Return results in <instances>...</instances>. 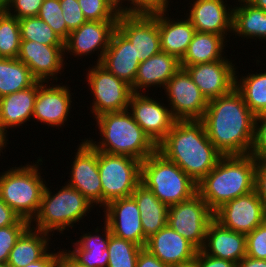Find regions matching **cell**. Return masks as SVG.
Wrapping results in <instances>:
<instances>
[{
  "label": "cell",
  "mask_w": 266,
  "mask_h": 267,
  "mask_svg": "<svg viewBox=\"0 0 266 267\" xmlns=\"http://www.w3.org/2000/svg\"><path fill=\"white\" fill-rule=\"evenodd\" d=\"M255 116L234 88L208 101L201 121L208 139L223 156L247 155L253 145Z\"/></svg>",
  "instance_id": "6da1fadb"
},
{
  "label": "cell",
  "mask_w": 266,
  "mask_h": 267,
  "mask_svg": "<svg viewBox=\"0 0 266 267\" xmlns=\"http://www.w3.org/2000/svg\"><path fill=\"white\" fill-rule=\"evenodd\" d=\"M157 150L197 184L223 156L208 139L201 120H176Z\"/></svg>",
  "instance_id": "7a4b0ae2"
},
{
  "label": "cell",
  "mask_w": 266,
  "mask_h": 267,
  "mask_svg": "<svg viewBox=\"0 0 266 267\" xmlns=\"http://www.w3.org/2000/svg\"><path fill=\"white\" fill-rule=\"evenodd\" d=\"M256 159L251 155L222 156L197 184L198 193L215 212L225 203L254 191Z\"/></svg>",
  "instance_id": "3957f363"
},
{
  "label": "cell",
  "mask_w": 266,
  "mask_h": 267,
  "mask_svg": "<svg viewBox=\"0 0 266 267\" xmlns=\"http://www.w3.org/2000/svg\"><path fill=\"white\" fill-rule=\"evenodd\" d=\"M93 120L101 138L97 141L90 137L85 139L98 151L127 155L143 161L157 150V145L128 110L104 113Z\"/></svg>",
  "instance_id": "277c9868"
},
{
  "label": "cell",
  "mask_w": 266,
  "mask_h": 267,
  "mask_svg": "<svg viewBox=\"0 0 266 267\" xmlns=\"http://www.w3.org/2000/svg\"><path fill=\"white\" fill-rule=\"evenodd\" d=\"M42 160L41 156L35 163L15 165L0 173V198L21 219L30 223L38 214L43 190L47 183L45 177L41 176Z\"/></svg>",
  "instance_id": "5b68a950"
},
{
  "label": "cell",
  "mask_w": 266,
  "mask_h": 267,
  "mask_svg": "<svg viewBox=\"0 0 266 267\" xmlns=\"http://www.w3.org/2000/svg\"><path fill=\"white\" fill-rule=\"evenodd\" d=\"M46 183L43 190L40 209L30 223L31 227L48 233L64 234L74 224L79 223L95 208L85 196L75 188L64 183V186L53 193Z\"/></svg>",
  "instance_id": "8992f818"
},
{
  "label": "cell",
  "mask_w": 266,
  "mask_h": 267,
  "mask_svg": "<svg viewBox=\"0 0 266 267\" xmlns=\"http://www.w3.org/2000/svg\"><path fill=\"white\" fill-rule=\"evenodd\" d=\"M141 183L168 207L198 192L197 183L158 150L142 161Z\"/></svg>",
  "instance_id": "52a82bcc"
},
{
  "label": "cell",
  "mask_w": 266,
  "mask_h": 267,
  "mask_svg": "<svg viewBox=\"0 0 266 267\" xmlns=\"http://www.w3.org/2000/svg\"><path fill=\"white\" fill-rule=\"evenodd\" d=\"M142 161L127 155L98 151V171L102 185V209L114 199L129 197L141 182Z\"/></svg>",
  "instance_id": "ba28073f"
},
{
  "label": "cell",
  "mask_w": 266,
  "mask_h": 267,
  "mask_svg": "<svg viewBox=\"0 0 266 267\" xmlns=\"http://www.w3.org/2000/svg\"><path fill=\"white\" fill-rule=\"evenodd\" d=\"M85 75L84 81L88 82L90 94L94 96L90 104V112L94 118L104 113L128 110L133 93L131 86L117 78L100 63L89 66Z\"/></svg>",
  "instance_id": "9c48e42d"
},
{
  "label": "cell",
  "mask_w": 266,
  "mask_h": 267,
  "mask_svg": "<svg viewBox=\"0 0 266 267\" xmlns=\"http://www.w3.org/2000/svg\"><path fill=\"white\" fill-rule=\"evenodd\" d=\"M213 219L214 212L197 192L189 199L169 206L167 225L201 250Z\"/></svg>",
  "instance_id": "30bf717a"
},
{
  "label": "cell",
  "mask_w": 266,
  "mask_h": 267,
  "mask_svg": "<svg viewBox=\"0 0 266 267\" xmlns=\"http://www.w3.org/2000/svg\"><path fill=\"white\" fill-rule=\"evenodd\" d=\"M175 120H201L208 101L185 68H180L163 89ZM170 102V103H169Z\"/></svg>",
  "instance_id": "8fae6325"
},
{
  "label": "cell",
  "mask_w": 266,
  "mask_h": 267,
  "mask_svg": "<svg viewBox=\"0 0 266 267\" xmlns=\"http://www.w3.org/2000/svg\"><path fill=\"white\" fill-rule=\"evenodd\" d=\"M117 29L132 43L139 61H145L161 51L156 10L124 12L117 20Z\"/></svg>",
  "instance_id": "7c38bea8"
},
{
  "label": "cell",
  "mask_w": 266,
  "mask_h": 267,
  "mask_svg": "<svg viewBox=\"0 0 266 267\" xmlns=\"http://www.w3.org/2000/svg\"><path fill=\"white\" fill-rule=\"evenodd\" d=\"M78 144L71 163L69 178L65 183L79 190L95 207L102 208V185L98 171V150L85 138ZM71 176V177H70Z\"/></svg>",
  "instance_id": "4fadbf2b"
},
{
  "label": "cell",
  "mask_w": 266,
  "mask_h": 267,
  "mask_svg": "<svg viewBox=\"0 0 266 267\" xmlns=\"http://www.w3.org/2000/svg\"><path fill=\"white\" fill-rule=\"evenodd\" d=\"M117 29V21H86L79 28L71 31L64 41V57L73 56L78 59L98 55L95 63H101L105 51L109 47L113 32ZM83 56V57H82ZM80 57V58H79Z\"/></svg>",
  "instance_id": "5bb4252c"
},
{
  "label": "cell",
  "mask_w": 266,
  "mask_h": 267,
  "mask_svg": "<svg viewBox=\"0 0 266 267\" xmlns=\"http://www.w3.org/2000/svg\"><path fill=\"white\" fill-rule=\"evenodd\" d=\"M38 81V92L35 98L32 119L53 128H63L70 118L72 109L71 88L68 85L52 84ZM62 84V85H61ZM49 85V86H48ZM73 100V101H72Z\"/></svg>",
  "instance_id": "9a60e30c"
},
{
  "label": "cell",
  "mask_w": 266,
  "mask_h": 267,
  "mask_svg": "<svg viewBox=\"0 0 266 267\" xmlns=\"http://www.w3.org/2000/svg\"><path fill=\"white\" fill-rule=\"evenodd\" d=\"M17 58L30 69L37 81L45 83L60 80L59 74L61 77L68 65L65 63L68 57H64V45H44L29 40H21Z\"/></svg>",
  "instance_id": "2e32d148"
},
{
  "label": "cell",
  "mask_w": 266,
  "mask_h": 267,
  "mask_svg": "<svg viewBox=\"0 0 266 267\" xmlns=\"http://www.w3.org/2000/svg\"><path fill=\"white\" fill-rule=\"evenodd\" d=\"M147 93H132L128 111L150 139L158 145L171 130L175 119L169 106L160 98L154 99ZM162 102V103H161Z\"/></svg>",
  "instance_id": "e0dca14e"
},
{
  "label": "cell",
  "mask_w": 266,
  "mask_h": 267,
  "mask_svg": "<svg viewBox=\"0 0 266 267\" xmlns=\"http://www.w3.org/2000/svg\"><path fill=\"white\" fill-rule=\"evenodd\" d=\"M214 219L230 230L247 235L266 220V208L254 190L222 205L214 212Z\"/></svg>",
  "instance_id": "ac0fdd59"
},
{
  "label": "cell",
  "mask_w": 266,
  "mask_h": 267,
  "mask_svg": "<svg viewBox=\"0 0 266 267\" xmlns=\"http://www.w3.org/2000/svg\"><path fill=\"white\" fill-rule=\"evenodd\" d=\"M230 59L185 67L207 101L226 95L235 88L238 67L232 57Z\"/></svg>",
  "instance_id": "d6986e66"
},
{
  "label": "cell",
  "mask_w": 266,
  "mask_h": 267,
  "mask_svg": "<svg viewBox=\"0 0 266 267\" xmlns=\"http://www.w3.org/2000/svg\"><path fill=\"white\" fill-rule=\"evenodd\" d=\"M103 222L114 236L145 247L147 238L141 224V214L132 196L117 198L103 208Z\"/></svg>",
  "instance_id": "ffe728a7"
},
{
  "label": "cell",
  "mask_w": 266,
  "mask_h": 267,
  "mask_svg": "<svg viewBox=\"0 0 266 267\" xmlns=\"http://www.w3.org/2000/svg\"><path fill=\"white\" fill-rule=\"evenodd\" d=\"M186 17L198 32L214 33L224 36L232 33L233 6L227 0L188 1ZM226 2V3H225ZM190 8V9H189Z\"/></svg>",
  "instance_id": "44dd1931"
},
{
  "label": "cell",
  "mask_w": 266,
  "mask_h": 267,
  "mask_svg": "<svg viewBox=\"0 0 266 267\" xmlns=\"http://www.w3.org/2000/svg\"><path fill=\"white\" fill-rule=\"evenodd\" d=\"M144 248L168 266L189 262L198 252L191 242L169 225L150 236Z\"/></svg>",
  "instance_id": "7402d4cb"
},
{
  "label": "cell",
  "mask_w": 266,
  "mask_h": 267,
  "mask_svg": "<svg viewBox=\"0 0 266 267\" xmlns=\"http://www.w3.org/2000/svg\"><path fill=\"white\" fill-rule=\"evenodd\" d=\"M168 10L171 11V9L156 10L161 51L181 60L186 54L196 30L186 16L180 15L183 18L175 19L174 16H169Z\"/></svg>",
  "instance_id": "603a6c76"
},
{
  "label": "cell",
  "mask_w": 266,
  "mask_h": 267,
  "mask_svg": "<svg viewBox=\"0 0 266 267\" xmlns=\"http://www.w3.org/2000/svg\"><path fill=\"white\" fill-rule=\"evenodd\" d=\"M140 63L132 43L116 29L100 64L132 87Z\"/></svg>",
  "instance_id": "cb8c5ba5"
},
{
  "label": "cell",
  "mask_w": 266,
  "mask_h": 267,
  "mask_svg": "<svg viewBox=\"0 0 266 267\" xmlns=\"http://www.w3.org/2000/svg\"><path fill=\"white\" fill-rule=\"evenodd\" d=\"M205 254L238 263L246 256V235L235 232L213 219L207 228Z\"/></svg>",
  "instance_id": "d4e9b609"
},
{
  "label": "cell",
  "mask_w": 266,
  "mask_h": 267,
  "mask_svg": "<svg viewBox=\"0 0 266 267\" xmlns=\"http://www.w3.org/2000/svg\"><path fill=\"white\" fill-rule=\"evenodd\" d=\"M180 68V60L176 56L160 51L139 64L131 89L134 93H148L151 87H160V90L162 87L163 90Z\"/></svg>",
  "instance_id": "484cf974"
},
{
  "label": "cell",
  "mask_w": 266,
  "mask_h": 267,
  "mask_svg": "<svg viewBox=\"0 0 266 267\" xmlns=\"http://www.w3.org/2000/svg\"><path fill=\"white\" fill-rule=\"evenodd\" d=\"M38 81L32 86L0 98V126L8 137V129H17L32 120ZM11 128V129H10Z\"/></svg>",
  "instance_id": "4316f807"
},
{
  "label": "cell",
  "mask_w": 266,
  "mask_h": 267,
  "mask_svg": "<svg viewBox=\"0 0 266 267\" xmlns=\"http://www.w3.org/2000/svg\"><path fill=\"white\" fill-rule=\"evenodd\" d=\"M103 224L102 229L97 226L93 233L81 232L79 239L72 242L74 248L68 252L81 264L88 267H107L109 260L107 247L111 232L110 228Z\"/></svg>",
  "instance_id": "83f0119b"
},
{
  "label": "cell",
  "mask_w": 266,
  "mask_h": 267,
  "mask_svg": "<svg viewBox=\"0 0 266 267\" xmlns=\"http://www.w3.org/2000/svg\"><path fill=\"white\" fill-rule=\"evenodd\" d=\"M232 35L242 39L266 41V11L255 7L248 0H234ZM261 39V40H260ZM264 39V40H263Z\"/></svg>",
  "instance_id": "f1b7e54d"
},
{
  "label": "cell",
  "mask_w": 266,
  "mask_h": 267,
  "mask_svg": "<svg viewBox=\"0 0 266 267\" xmlns=\"http://www.w3.org/2000/svg\"><path fill=\"white\" fill-rule=\"evenodd\" d=\"M48 233L36 230L31 226L20 236L11 249L7 267H24L42 259L52 249V238Z\"/></svg>",
  "instance_id": "f546056e"
},
{
  "label": "cell",
  "mask_w": 266,
  "mask_h": 267,
  "mask_svg": "<svg viewBox=\"0 0 266 267\" xmlns=\"http://www.w3.org/2000/svg\"><path fill=\"white\" fill-rule=\"evenodd\" d=\"M141 214V224L144 236L148 239L167 225L168 209L150 189L141 182L135 187L131 195Z\"/></svg>",
  "instance_id": "4dcf8cb0"
},
{
  "label": "cell",
  "mask_w": 266,
  "mask_h": 267,
  "mask_svg": "<svg viewBox=\"0 0 266 267\" xmlns=\"http://www.w3.org/2000/svg\"><path fill=\"white\" fill-rule=\"evenodd\" d=\"M229 42L224 36L196 31L186 54L180 60L182 68L198 63L230 60L225 53V45Z\"/></svg>",
  "instance_id": "1f68e13d"
},
{
  "label": "cell",
  "mask_w": 266,
  "mask_h": 267,
  "mask_svg": "<svg viewBox=\"0 0 266 267\" xmlns=\"http://www.w3.org/2000/svg\"><path fill=\"white\" fill-rule=\"evenodd\" d=\"M266 69V67H265ZM240 75L236 69L235 88L242 94L248 108L255 114L266 113V70ZM238 74V75H237ZM241 77H240V76ZM238 76V77H237Z\"/></svg>",
  "instance_id": "d6a6232c"
},
{
  "label": "cell",
  "mask_w": 266,
  "mask_h": 267,
  "mask_svg": "<svg viewBox=\"0 0 266 267\" xmlns=\"http://www.w3.org/2000/svg\"><path fill=\"white\" fill-rule=\"evenodd\" d=\"M36 81L18 58H0V98L26 89Z\"/></svg>",
  "instance_id": "836d02e7"
},
{
  "label": "cell",
  "mask_w": 266,
  "mask_h": 267,
  "mask_svg": "<svg viewBox=\"0 0 266 267\" xmlns=\"http://www.w3.org/2000/svg\"><path fill=\"white\" fill-rule=\"evenodd\" d=\"M20 44L19 19L0 11V58H17Z\"/></svg>",
  "instance_id": "e575fe53"
},
{
  "label": "cell",
  "mask_w": 266,
  "mask_h": 267,
  "mask_svg": "<svg viewBox=\"0 0 266 267\" xmlns=\"http://www.w3.org/2000/svg\"><path fill=\"white\" fill-rule=\"evenodd\" d=\"M21 40L36 41L44 45H64V41L38 16L19 19Z\"/></svg>",
  "instance_id": "d590c367"
},
{
  "label": "cell",
  "mask_w": 266,
  "mask_h": 267,
  "mask_svg": "<svg viewBox=\"0 0 266 267\" xmlns=\"http://www.w3.org/2000/svg\"><path fill=\"white\" fill-rule=\"evenodd\" d=\"M143 247L114 236L109 237L107 267H136L138 255Z\"/></svg>",
  "instance_id": "8d00e7d4"
},
{
  "label": "cell",
  "mask_w": 266,
  "mask_h": 267,
  "mask_svg": "<svg viewBox=\"0 0 266 267\" xmlns=\"http://www.w3.org/2000/svg\"><path fill=\"white\" fill-rule=\"evenodd\" d=\"M87 21H117L122 12L116 0H78Z\"/></svg>",
  "instance_id": "74e56055"
},
{
  "label": "cell",
  "mask_w": 266,
  "mask_h": 267,
  "mask_svg": "<svg viewBox=\"0 0 266 267\" xmlns=\"http://www.w3.org/2000/svg\"><path fill=\"white\" fill-rule=\"evenodd\" d=\"M37 16L45 21L63 41L68 38L71 31L64 21L59 0H44Z\"/></svg>",
  "instance_id": "f35d334b"
},
{
  "label": "cell",
  "mask_w": 266,
  "mask_h": 267,
  "mask_svg": "<svg viewBox=\"0 0 266 267\" xmlns=\"http://www.w3.org/2000/svg\"><path fill=\"white\" fill-rule=\"evenodd\" d=\"M30 226L29 221L21 219L15 225L0 228V265L6 266L11 249Z\"/></svg>",
  "instance_id": "ab89813d"
},
{
  "label": "cell",
  "mask_w": 266,
  "mask_h": 267,
  "mask_svg": "<svg viewBox=\"0 0 266 267\" xmlns=\"http://www.w3.org/2000/svg\"><path fill=\"white\" fill-rule=\"evenodd\" d=\"M246 255L266 260V220L246 235Z\"/></svg>",
  "instance_id": "60d3db41"
},
{
  "label": "cell",
  "mask_w": 266,
  "mask_h": 267,
  "mask_svg": "<svg viewBox=\"0 0 266 267\" xmlns=\"http://www.w3.org/2000/svg\"><path fill=\"white\" fill-rule=\"evenodd\" d=\"M250 154L256 160L266 157V113L255 116L254 139Z\"/></svg>",
  "instance_id": "b9f144b4"
},
{
  "label": "cell",
  "mask_w": 266,
  "mask_h": 267,
  "mask_svg": "<svg viewBox=\"0 0 266 267\" xmlns=\"http://www.w3.org/2000/svg\"><path fill=\"white\" fill-rule=\"evenodd\" d=\"M61 9L63 11V18L70 31L79 28L86 18L80 8L78 0H59Z\"/></svg>",
  "instance_id": "7bdbcfd3"
},
{
  "label": "cell",
  "mask_w": 266,
  "mask_h": 267,
  "mask_svg": "<svg viewBox=\"0 0 266 267\" xmlns=\"http://www.w3.org/2000/svg\"><path fill=\"white\" fill-rule=\"evenodd\" d=\"M170 1L171 0H120V10L124 12H151L170 9V4H173L170 3Z\"/></svg>",
  "instance_id": "ee69618b"
},
{
  "label": "cell",
  "mask_w": 266,
  "mask_h": 267,
  "mask_svg": "<svg viewBox=\"0 0 266 267\" xmlns=\"http://www.w3.org/2000/svg\"><path fill=\"white\" fill-rule=\"evenodd\" d=\"M43 1L44 0H11L5 11L18 19L37 16Z\"/></svg>",
  "instance_id": "f6af8a7d"
},
{
  "label": "cell",
  "mask_w": 266,
  "mask_h": 267,
  "mask_svg": "<svg viewBox=\"0 0 266 267\" xmlns=\"http://www.w3.org/2000/svg\"><path fill=\"white\" fill-rule=\"evenodd\" d=\"M254 190L266 208V157L256 160Z\"/></svg>",
  "instance_id": "bcb514c9"
},
{
  "label": "cell",
  "mask_w": 266,
  "mask_h": 267,
  "mask_svg": "<svg viewBox=\"0 0 266 267\" xmlns=\"http://www.w3.org/2000/svg\"><path fill=\"white\" fill-rule=\"evenodd\" d=\"M195 259L197 267H237L235 262L209 256L202 250H198Z\"/></svg>",
  "instance_id": "7dc6e473"
},
{
  "label": "cell",
  "mask_w": 266,
  "mask_h": 267,
  "mask_svg": "<svg viewBox=\"0 0 266 267\" xmlns=\"http://www.w3.org/2000/svg\"><path fill=\"white\" fill-rule=\"evenodd\" d=\"M20 220V216L0 198V228L15 225Z\"/></svg>",
  "instance_id": "c3c4849f"
},
{
  "label": "cell",
  "mask_w": 266,
  "mask_h": 267,
  "mask_svg": "<svg viewBox=\"0 0 266 267\" xmlns=\"http://www.w3.org/2000/svg\"><path fill=\"white\" fill-rule=\"evenodd\" d=\"M136 267H170L160 261L144 247L140 250Z\"/></svg>",
  "instance_id": "681fc988"
},
{
  "label": "cell",
  "mask_w": 266,
  "mask_h": 267,
  "mask_svg": "<svg viewBox=\"0 0 266 267\" xmlns=\"http://www.w3.org/2000/svg\"><path fill=\"white\" fill-rule=\"evenodd\" d=\"M58 251L57 253L49 251L42 259L27 264L24 267H59L60 249Z\"/></svg>",
  "instance_id": "f907efd6"
},
{
  "label": "cell",
  "mask_w": 266,
  "mask_h": 267,
  "mask_svg": "<svg viewBox=\"0 0 266 267\" xmlns=\"http://www.w3.org/2000/svg\"><path fill=\"white\" fill-rule=\"evenodd\" d=\"M62 250V251H61ZM59 267H88L78 262L66 249L60 248Z\"/></svg>",
  "instance_id": "816d5d0a"
},
{
  "label": "cell",
  "mask_w": 266,
  "mask_h": 267,
  "mask_svg": "<svg viewBox=\"0 0 266 267\" xmlns=\"http://www.w3.org/2000/svg\"><path fill=\"white\" fill-rule=\"evenodd\" d=\"M237 267H266V260L255 259L246 255L237 263Z\"/></svg>",
  "instance_id": "f5cc1de1"
},
{
  "label": "cell",
  "mask_w": 266,
  "mask_h": 267,
  "mask_svg": "<svg viewBox=\"0 0 266 267\" xmlns=\"http://www.w3.org/2000/svg\"><path fill=\"white\" fill-rule=\"evenodd\" d=\"M255 7L261 8L266 11V0H248Z\"/></svg>",
  "instance_id": "db71d44e"
},
{
  "label": "cell",
  "mask_w": 266,
  "mask_h": 267,
  "mask_svg": "<svg viewBox=\"0 0 266 267\" xmlns=\"http://www.w3.org/2000/svg\"><path fill=\"white\" fill-rule=\"evenodd\" d=\"M170 267H197L196 259H193V260L186 262V263L176 264V265H173Z\"/></svg>",
  "instance_id": "11a10c76"
},
{
  "label": "cell",
  "mask_w": 266,
  "mask_h": 267,
  "mask_svg": "<svg viewBox=\"0 0 266 267\" xmlns=\"http://www.w3.org/2000/svg\"><path fill=\"white\" fill-rule=\"evenodd\" d=\"M9 138L2 132L1 130V126H0V142L5 146L7 147L9 140Z\"/></svg>",
  "instance_id": "9f6ffc18"
},
{
  "label": "cell",
  "mask_w": 266,
  "mask_h": 267,
  "mask_svg": "<svg viewBox=\"0 0 266 267\" xmlns=\"http://www.w3.org/2000/svg\"><path fill=\"white\" fill-rule=\"evenodd\" d=\"M11 0H0V11H5L9 4H10Z\"/></svg>",
  "instance_id": "6f0895ef"
},
{
  "label": "cell",
  "mask_w": 266,
  "mask_h": 267,
  "mask_svg": "<svg viewBox=\"0 0 266 267\" xmlns=\"http://www.w3.org/2000/svg\"><path fill=\"white\" fill-rule=\"evenodd\" d=\"M5 148L6 147L0 142V156H1V152H2V154H4V152L6 151ZM3 150H4V152H3Z\"/></svg>",
  "instance_id": "680465c9"
},
{
  "label": "cell",
  "mask_w": 266,
  "mask_h": 267,
  "mask_svg": "<svg viewBox=\"0 0 266 267\" xmlns=\"http://www.w3.org/2000/svg\"><path fill=\"white\" fill-rule=\"evenodd\" d=\"M116 2H117L118 6L120 8V0H116Z\"/></svg>",
  "instance_id": "91938a15"
}]
</instances>
